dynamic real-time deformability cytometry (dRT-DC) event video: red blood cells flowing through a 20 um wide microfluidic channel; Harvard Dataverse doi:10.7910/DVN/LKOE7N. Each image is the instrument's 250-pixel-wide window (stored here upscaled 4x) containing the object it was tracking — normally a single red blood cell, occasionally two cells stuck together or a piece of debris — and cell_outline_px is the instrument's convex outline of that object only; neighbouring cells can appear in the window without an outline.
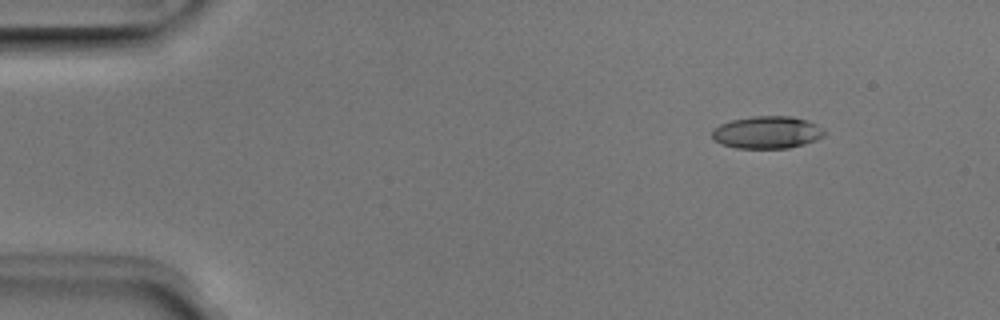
{"species": "Egyptian fruit bat (a non-hibernating species)", "species_latin": "Rousettus aegyptiacus", "temperature_condition": "room temperature", "stored_images_in_passage": 46, "camera_frame_rate_fps": 3000, "um_per_image_px": 0.085, "animal": {"sex": "male"}, "frame": {"image": 1, "passage_image": 2, "time_ms": 0.333, "image_size_px": [1000, 320], "cell_outline_px": [[824, 136], [816, 140], [804, 144], [788, 148], [736, 148], [720, 144], [712, 140], [712, 132], [720, 124], [732, 120], [752, 116], [792, 116], [808, 120], [824, 128]], "centroid_in_image_um": [65.21, 11.25], "position_along_channel_um": 19.8, "area_um2": 21.33}}
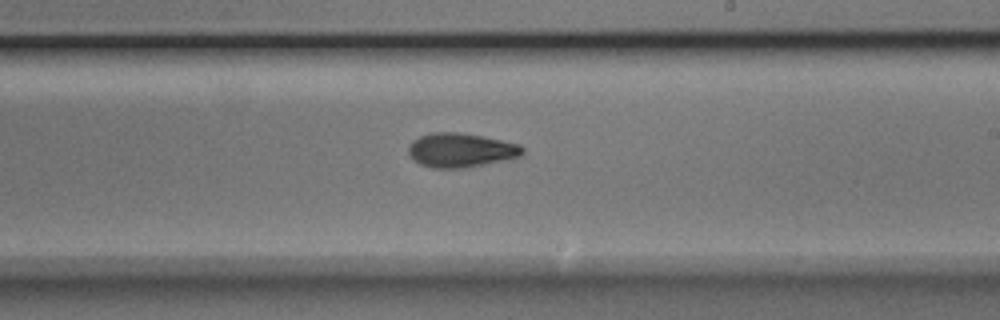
{"frame": {"image": 2, "passage_image": 26, "time_ms": 8.333, "image_size_px": [1000, 320], "cell_outline_px": [[524, 152], [520, 156], [504, 160], [468, 168], [432, 168], [420, 164], [412, 160], [408, 152], [408, 148], [412, 140], [420, 136], [432, 132], [456, 132], [480, 136], [520, 144], [524, 148]], "centroid_in_image_um": [39.14, 12.77], "position_along_channel_um": 249.9, "area_um2": 22.77}}
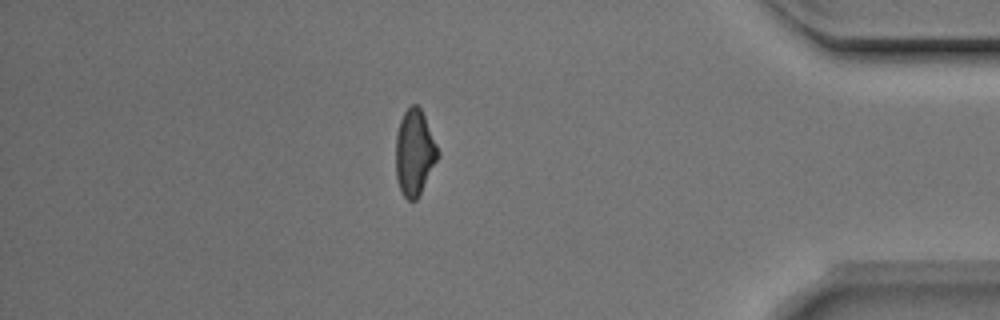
{"frame": {"image": 3, "passage_image": 40, "time_ms": 13.0, "image_size_px": [1000, 320], "cell_outline_px": [[440, 156], [416, 200], [408, 200], [404, 196], [400, 188], [396, 176], [396, 136], [400, 120], [404, 112], [412, 104], [416, 104], [420, 108], [424, 116], [440, 152]], "centroid_in_image_um": [35.24, 12.96], "position_along_channel_um": 400.0, "area_um2": 20.87}}